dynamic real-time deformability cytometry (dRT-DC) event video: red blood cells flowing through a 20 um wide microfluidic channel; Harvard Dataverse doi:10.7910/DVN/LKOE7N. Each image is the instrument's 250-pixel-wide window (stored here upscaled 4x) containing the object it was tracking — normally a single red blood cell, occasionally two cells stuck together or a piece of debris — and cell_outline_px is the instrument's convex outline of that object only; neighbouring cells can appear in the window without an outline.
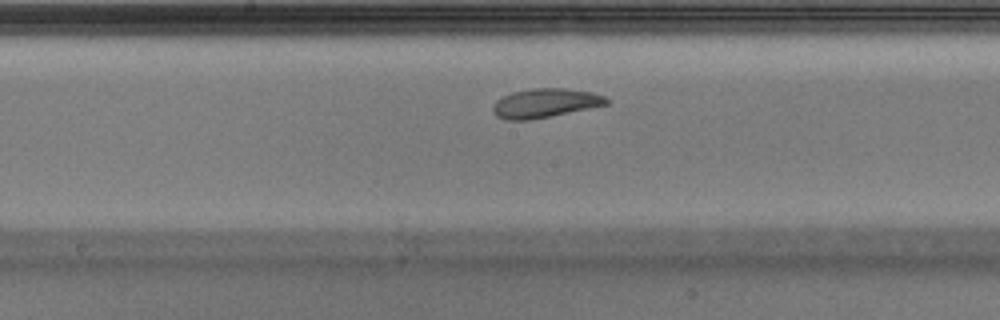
{"species": "Egyptian fruit bat (a non-hibernating species)", "species_latin": "Rousettus aegyptiacus", "temperature_condition": "warm", "stored_images_in_passage": 30, "camera_frame_rate_fps": 3000, "um_per_image_px": 0.085, "animal": {"sex": "male"}, "frame": {"image": 1, "passage_image": 18, "time_ms": 5.667, "image_size_px": [1000, 320], "cell_outline_px": [[612, 100], [608, 104], [532, 120], [504, 120], [496, 116], [492, 112], [492, 104], [496, 100], [512, 92], [532, 88], [564, 88], [592, 92], [604, 96]], "centroid_in_image_um": [46.31, 8.77], "position_along_channel_um": 201.9, "area_um2": 19.42}}